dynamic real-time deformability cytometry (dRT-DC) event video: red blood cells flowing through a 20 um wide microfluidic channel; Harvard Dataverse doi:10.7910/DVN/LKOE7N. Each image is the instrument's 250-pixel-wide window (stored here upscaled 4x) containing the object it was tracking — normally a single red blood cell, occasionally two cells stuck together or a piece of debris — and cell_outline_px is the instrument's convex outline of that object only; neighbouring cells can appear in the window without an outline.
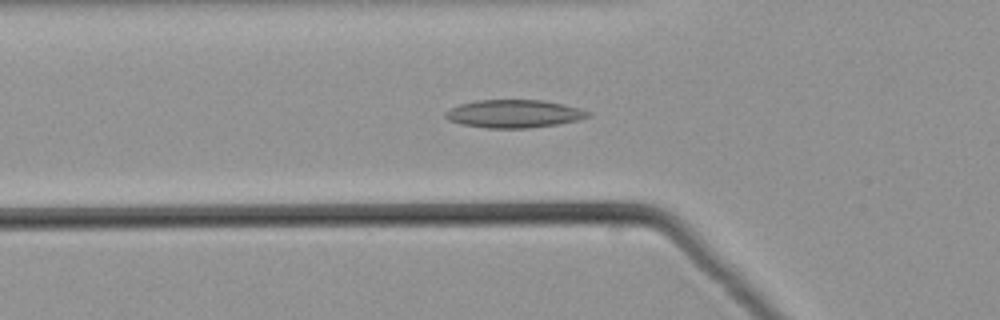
{"species": "common noctule bat (a hibernating species)", "species_latin": "Nyctalus noctula", "temperature_condition": "warm", "stored_images_in_passage": 43, "camera_frame_rate_fps": 3000, "um_per_image_px": 0.085, "animal": {"sex": "male", "body_mass_g": 21.5, "forearm_length_mm": 52.0}, "frame": {"image": 1, "passage_image": 14, "time_ms": 4.333, "image_size_px": [1000, 320], "cell_outline_px": [[592, 112], [588, 116], [580, 120], [556, 124], [528, 128], [488, 128], [464, 124], [448, 120], [444, 116], [444, 112], [460, 104], [476, 100], [544, 100], [564, 104], [580, 108]], "centroid_in_image_um": [43.71, 9.66], "position_along_channel_um": 82.1, "area_um2": 23.18}}
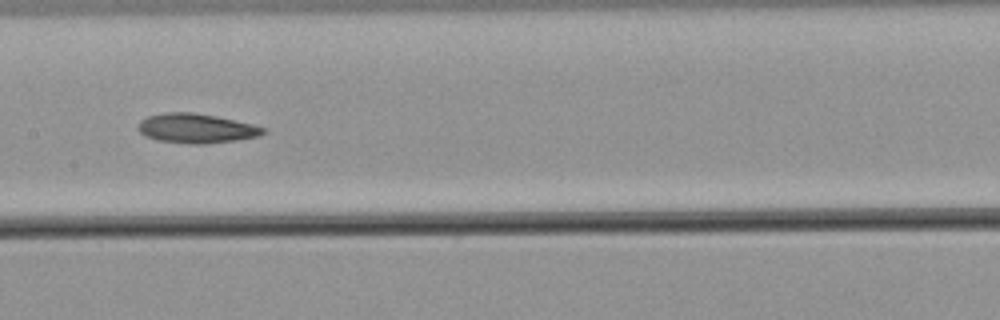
{"frame": {"image": 2, "passage_image": 22, "time_ms": 7.0, "image_size_px": [1000, 320], "cell_outline_px": [[268, 132], [260, 136], [236, 140], [204, 144], [196, 144], [156, 140], [144, 136], [136, 128], [140, 120], [148, 116], [164, 112], [196, 112], [216, 116], [252, 124], [268, 128]], "centroid_in_image_um": [16.69, 10.9], "position_along_channel_um": 190.7, "area_um2": 21.73}}
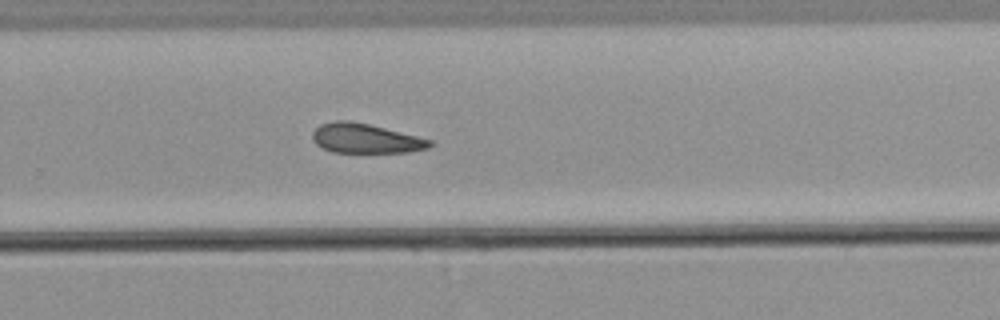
{"frame": {"image": 3, "passage_image": 30, "time_ms": 9.667, "image_size_px": [1000, 320], "cell_outline_px": [[432, 144], [428, 148], [408, 152], [332, 152], [316, 144], [312, 136], [312, 132], [320, 124], [336, 120], [348, 120], [368, 124], [432, 140]], "centroid_in_image_um": [31.04, 11.76], "position_along_channel_um": 298.8, "area_um2": 19.94}}